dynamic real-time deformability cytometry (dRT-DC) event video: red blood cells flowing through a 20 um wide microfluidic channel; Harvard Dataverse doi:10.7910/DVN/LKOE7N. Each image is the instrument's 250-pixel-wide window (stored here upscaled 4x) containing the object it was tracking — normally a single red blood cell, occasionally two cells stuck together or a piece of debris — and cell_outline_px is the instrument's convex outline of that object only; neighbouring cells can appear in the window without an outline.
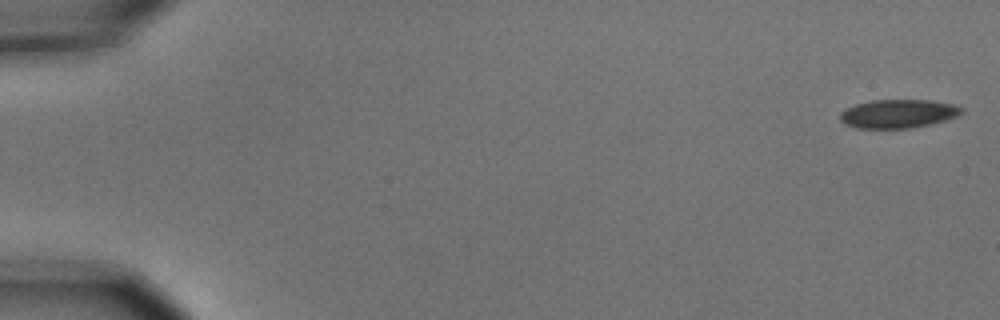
{"species": "common noctule bat (a hibernating species)", "species_latin": "Nyctalus noctula", "temperature_condition": "cold", "stored_images_in_passage": 8, "camera_frame_rate_fps": 3000, "um_per_image_px": 0.085, "animal": {"sex": "male", "body_mass_g": 15.6}, "frame": {"image": 1, "passage_image": 1, "time_ms": 0.0, "image_size_px": [1000, 320], "cell_outline_px": [[964, 112], [956, 116], [944, 120], [912, 128], [856, 128], [844, 124], [840, 120], [840, 112], [856, 104], [872, 100], [932, 100], [952, 104], [964, 108]], "centroid_in_image_um": [76.33, 9.66], "position_along_channel_um": 8.7, "area_um2": 20.17}}
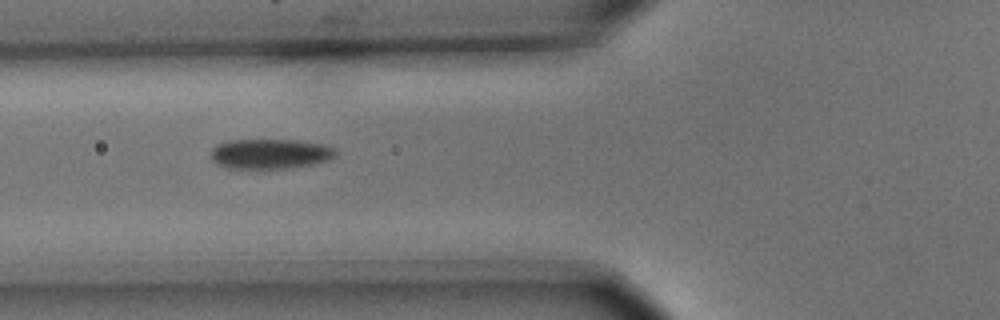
{"frame": {"image": 2, "passage_image": 7, "time_ms": 2.0, "image_size_px": [1000, 320], "cell_outline_px": [[336, 152], [328, 160], [312, 164], [288, 168], [256, 172], [228, 168], [216, 164], [212, 160], [212, 148], [216, 144], [228, 140], [300, 140], [324, 144], [336, 148]], "centroid_in_image_um": [22.91, 13.11], "position_along_channel_um": 102.9, "area_um2": 22.66}}
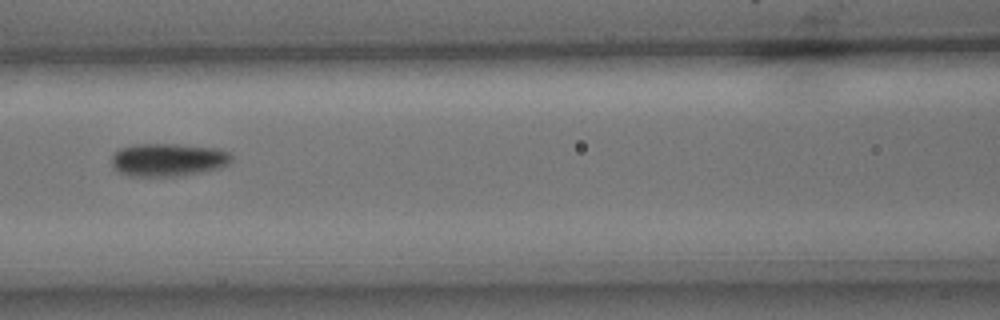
{"frame": {"image": 3, "passage_image": 8, "time_ms": 2.333, "image_size_px": [1000, 320], "cell_outline_px": [[232, 160], [228, 164], [216, 168], [184, 176], [128, 176], [112, 168], [112, 156], [120, 148], [132, 144], [176, 144], [220, 148], [232, 152]], "centroid_in_image_um": [14.3, 13.57], "position_along_channel_um": 152.3, "area_um2": 23.29}}